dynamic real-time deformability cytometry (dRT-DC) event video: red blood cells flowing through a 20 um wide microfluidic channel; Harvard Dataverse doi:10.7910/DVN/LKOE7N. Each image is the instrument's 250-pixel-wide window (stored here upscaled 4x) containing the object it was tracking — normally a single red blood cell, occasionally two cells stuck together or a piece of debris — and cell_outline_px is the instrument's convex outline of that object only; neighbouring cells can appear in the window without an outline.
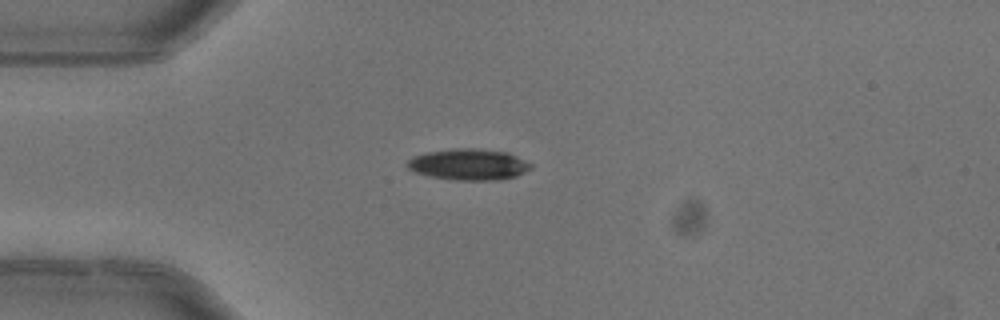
{"species": "common noctule bat (a hibernating species)", "species_latin": "Nyctalus noctula", "temperature_condition": "warm", "stored_images_in_passage": 1, "camera_frame_rate_fps": 3000, "um_per_image_px": 0.085, "animal": {"sex": "female"}, "frame": {"image": 1, "passage_image": 1, "time_ms": 0.0, "image_size_px": [1000, 320], "cell_outline_px": [[532, 168], [516, 176], [496, 180], [460, 180], [428, 176], [412, 172], [404, 164], [412, 156], [428, 152], [452, 148], [476, 148], [508, 152], [532, 164]], "centroid_in_image_um": [39.79, 13.97], "position_along_channel_um": 45.2, "area_um2": 22.6}}